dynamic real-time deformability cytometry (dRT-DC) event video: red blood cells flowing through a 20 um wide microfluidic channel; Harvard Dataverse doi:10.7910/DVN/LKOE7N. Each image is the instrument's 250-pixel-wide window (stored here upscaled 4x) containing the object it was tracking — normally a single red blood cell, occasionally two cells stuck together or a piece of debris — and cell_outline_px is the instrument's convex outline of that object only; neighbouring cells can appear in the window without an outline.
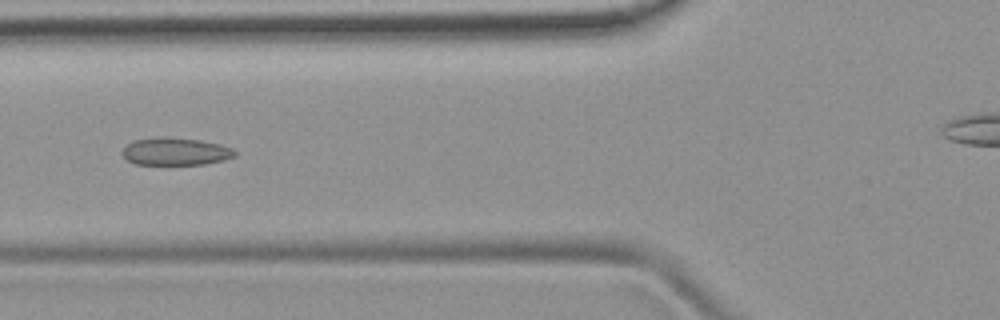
{"species": "common noctule bat (a hibernating species)", "species_latin": "Nyctalus noctula", "temperature_condition": "room temperature", "stored_images_in_passage": 40, "camera_frame_rate_fps": 3000, "um_per_image_px": 0.085, "animal": {"sex": "female", "body_mass_g": 19.9}, "frame": {"image": 1, "passage_image": 7, "time_ms": 2.0, "image_size_px": [1000, 320], "cell_outline_px": [[236, 156], [224, 160], [204, 164], [136, 164], [128, 160], [120, 152], [132, 140], [160, 136], [168, 136], [200, 140], [220, 144], [232, 148], [236, 152]], "centroid_in_image_um": [14.92, 12.86], "position_along_channel_um": 110.9, "area_um2": 18.21}}
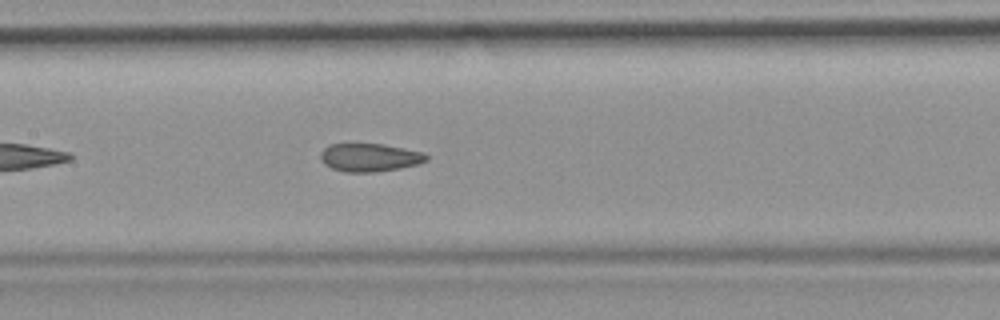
{"frame": {"image": 2, "passage_image": 12, "time_ms": 3.667, "image_size_px": [1000, 320], "cell_outline_px": [[428, 160], [416, 164], [400, 168], [376, 172], [344, 172], [332, 168], [324, 164], [320, 160], [320, 152], [328, 144], [384, 144], [424, 152], [428, 156]], "centroid_in_image_um": [31.4, 13.38], "position_along_channel_um": 176.0, "area_um2": 17.46}, "authors_computed_cell_mechanics": {"area_um2": 18.0914, "velocity_mm_per_s": 3.9027, "shape_relaxation_time_tau1_ms": null, "shape_relaxation_time_tau2_ms": 1.0567, "deformation_change_tau1": null, "deformation_change_tau2": 0.0555}}